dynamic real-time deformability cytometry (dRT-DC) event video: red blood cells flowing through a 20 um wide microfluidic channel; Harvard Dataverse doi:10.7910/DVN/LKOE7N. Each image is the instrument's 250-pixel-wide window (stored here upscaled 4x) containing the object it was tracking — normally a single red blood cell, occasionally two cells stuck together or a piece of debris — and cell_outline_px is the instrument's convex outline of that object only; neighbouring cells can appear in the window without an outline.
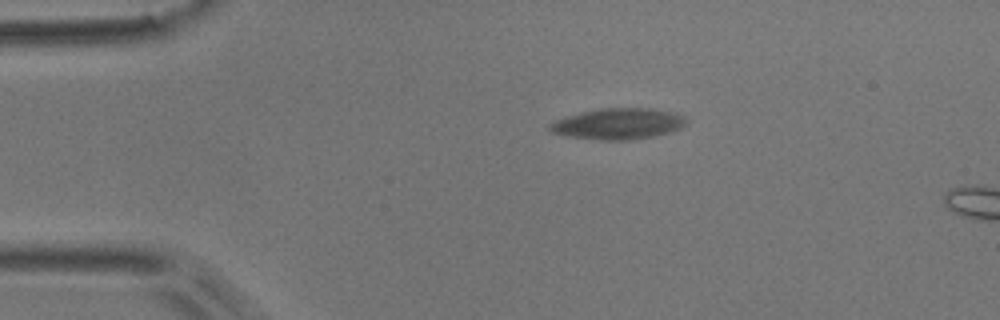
{"species": "common noctule bat (a hibernating species)", "species_latin": "Nyctalus noctula", "temperature_condition": "room temperature", "stored_images_in_passage": 3, "camera_frame_rate_fps": 3000, "um_per_image_px": 0.085, "animal": {"sex": "male", "body_mass_g": 17.9}, "frame": {"image": 1, "passage_image": 1, "time_ms": 0.0, "image_size_px": [1000, 320], "cell_outline_px": [[688, 124], [680, 128], [668, 132], [652, 136], [628, 140], [600, 140], [568, 136], [552, 132], [548, 128], [548, 124], [556, 120], [580, 112], [600, 108], [652, 108], [672, 112], [684, 116], [688, 120]], "centroid_in_image_um": [52.56, 10.51], "position_along_channel_um": 32.4, "area_um2": 24.62}}